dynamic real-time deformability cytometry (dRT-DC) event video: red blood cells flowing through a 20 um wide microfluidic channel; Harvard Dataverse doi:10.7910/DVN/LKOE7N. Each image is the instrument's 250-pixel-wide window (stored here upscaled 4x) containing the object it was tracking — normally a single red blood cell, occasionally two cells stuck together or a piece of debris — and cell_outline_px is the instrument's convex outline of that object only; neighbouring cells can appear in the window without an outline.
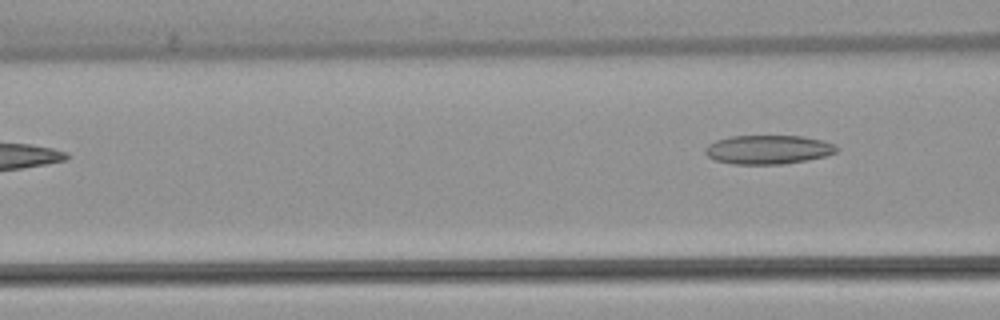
{"species": "common noctule bat (a hibernating species)", "species_latin": "Nyctalus noctula", "temperature_condition": "warm", "stored_images_in_passage": 5, "camera_frame_rate_fps": 3000, "um_per_image_px": 0.085, "animal": {"sex": "female", "body_mass_g": 22.7, "forearm_length_mm": 54.2}, "frame": {"image": 1, "passage_image": 5, "time_ms": 5.0, "image_size_px": [1000, 320], "cell_outline_px": [[840, 148], [836, 152], [828, 156], [808, 160], [784, 164], [732, 164], [716, 160], [708, 156], [704, 152], [704, 148], [708, 144], [716, 140], [728, 136], [800, 136], [824, 140], [836, 144]], "centroid_in_image_um": [65.33, 12.71], "position_along_channel_um": 101.3, "area_um2": 22.48}}